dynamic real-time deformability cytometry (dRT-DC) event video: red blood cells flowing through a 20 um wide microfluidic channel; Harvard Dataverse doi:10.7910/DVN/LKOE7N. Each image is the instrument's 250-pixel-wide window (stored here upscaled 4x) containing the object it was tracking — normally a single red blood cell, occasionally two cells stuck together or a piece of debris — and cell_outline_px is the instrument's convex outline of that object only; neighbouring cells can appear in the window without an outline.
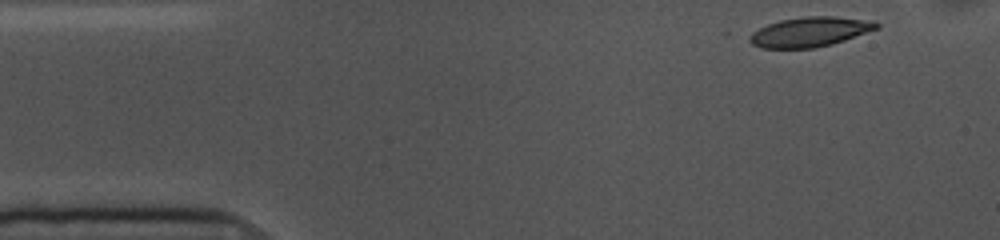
{"species": "common noctule bat (a hibernating species)", "species_latin": "Nyctalus noctula", "temperature_condition": "cold", "stored_images_in_passage": 50, "camera_frame_rate_fps": 3000, "um_per_image_px": 0.085, "animal": {"sex": "female", "body_mass_g": 10.0, "forearm_length_mm": 53.1}, "frame": {"image": 1, "passage_image": 1, "time_ms": 0.0, "image_size_px": [1000, 240], "cell_outline_px": [[880, 28], [832, 44], [816, 48], [760, 48], [752, 44], [744, 36], [768, 24], [780, 20], [808, 16], [836, 16], [876, 20], [880, 24]], "centroid_in_image_um": [68.85, 2.7], "position_along_channel_um": 16.1, "area_um2": 22.37}}
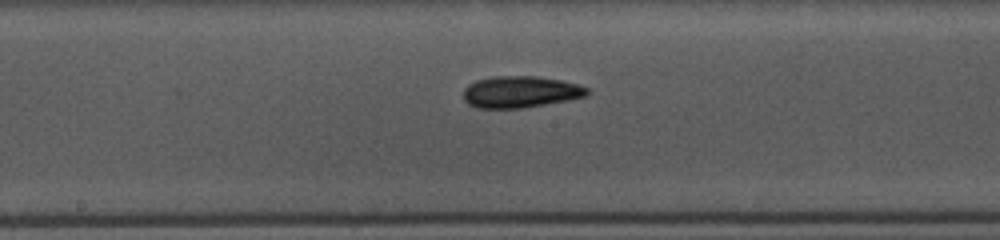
{"frame": {"image": 2, "passage_image": 23, "time_ms": 7.333, "image_size_px": [1000, 240], "cell_outline_px": [[592, 92], [588, 96], [568, 100], [524, 108], [476, 108], [468, 104], [464, 100], [464, 88], [468, 84], [476, 80], [492, 76], [536, 76], [560, 80], [576, 84], [588, 88]], "centroid_in_image_um": [44.24, 7.81], "position_along_channel_um": 204.0, "area_um2": 23.0}}
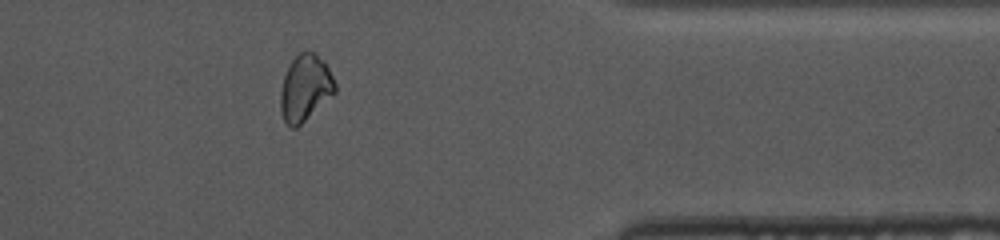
{"frame": {"image": 3, "passage_image": 40, "time_ms": 13.0, "image_size_px": [1000, 240], "cell_outline_px": [[336, 92], [296, 128], [292, 128], [284, 120], [280, 108], [280, 92], [284, 76], [292, 60], [300, 52], [308, 48], [316, 52], [324, 60], [336, 84]], "centroid_in_image_um": [25.95, 7.43], "position_along_channel_um": 385.5, "area_um2": 21.1}, "authors_computed_cell_mechanics": {"area_um2": 22.2819, "velocity_mm_per_s": 3.5938, "shape_relaxation_time_tau1_ms": 4.9667, "shape_relaxation_time_tau2_ms": 8.3993, "deformation_change_tau1": 0.0993, "deformation_change_tau2": 0.1271}}